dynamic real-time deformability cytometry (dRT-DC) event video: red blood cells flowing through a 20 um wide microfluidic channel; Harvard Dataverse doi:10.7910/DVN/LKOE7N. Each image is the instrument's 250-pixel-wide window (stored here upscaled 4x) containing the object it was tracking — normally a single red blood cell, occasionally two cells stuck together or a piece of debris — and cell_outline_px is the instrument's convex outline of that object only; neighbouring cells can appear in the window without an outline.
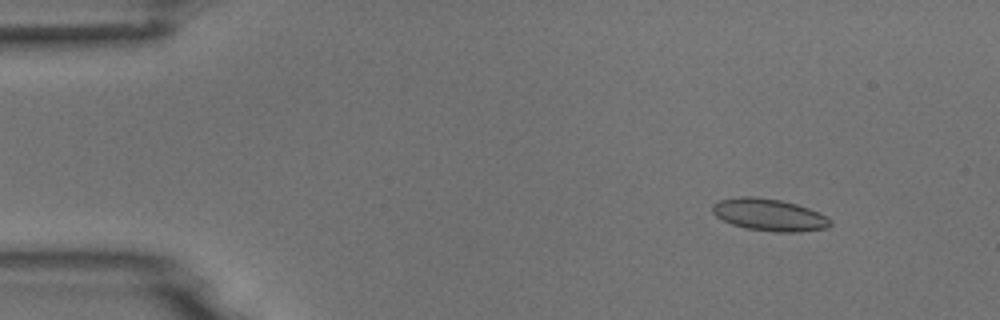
{"species": "common noctule bat (a hibernating species)", "species_latin": "Nyctalus noctula", "temperature_condition": "room temperature", "stored_images_in_passage": 6, "camera_frame_rate_fps": 3000, "um_per_image_px": 0.085, "animal": {"sex": "male", "body_mass_g": 18.8}, "frame": {"image": 1, "passage_image": 2, "time_ms": 1.0, "image_size_px": [1000, 320], "cell_outline_px": [[832, 224], [828, 228], [800, 232], [776, 232], [748, 228], [732, 224], [716, 216], [712, 212], [712, 204], [720, 200], [740, 196], [752, 196], [780, 200], [796, 204], [808, 208], [832, 220]], "centroid_in_image_um": [65.38, 18.26], "position_along_channel_um": 19.6, "area_um2": 21.91}}
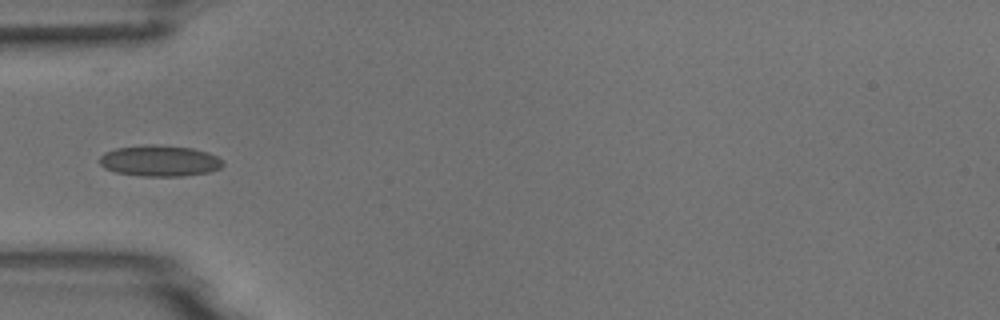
{"frame": {"image": 2, "passage_image": 5, "time_ms": 4.667, "image_size_px": [1000, 320], "cell_outline_px": [[224, 164], [220, 168], [208, 172], [184, 176], [140, 176], [116, 172], [104, 168], [100, 164], [100, 156], [104, 152], [116, 148], [144, 144], [152, 144], [192, 148], [208, 152], [224, 160]], "centroid_in_image_um": [13.57, 13.66], "position_along_channel_um": 71.4, "area_um2": 22.48}}